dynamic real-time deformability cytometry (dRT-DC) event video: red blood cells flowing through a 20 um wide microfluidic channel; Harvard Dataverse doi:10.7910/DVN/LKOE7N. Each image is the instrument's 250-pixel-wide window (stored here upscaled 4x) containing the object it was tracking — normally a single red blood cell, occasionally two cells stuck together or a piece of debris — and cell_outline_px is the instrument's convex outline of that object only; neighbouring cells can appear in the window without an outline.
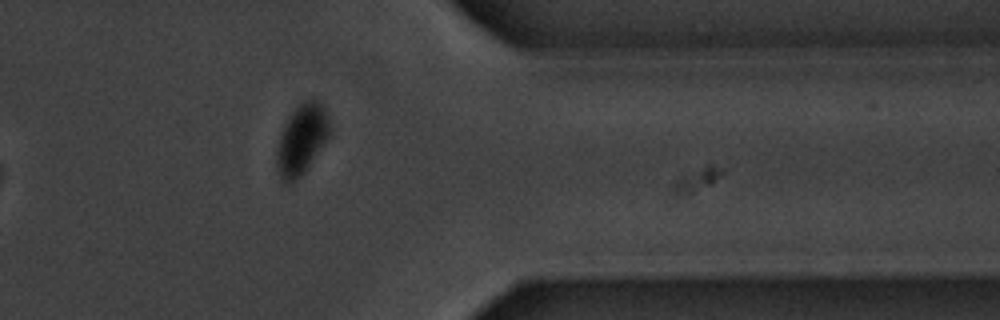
{"species": "common noctule bat (a hibernating species)", "species_latin": "Nyctalus noctula", "temperature_condition": "warm", "stored_images_in_passage": 10, "segment_of_instrument_passage": [1, 2], "camera_frame_rate_fps": 3000, "um_per_image_px": 0.085, "animal": {"sex": "male", "body_mass_g": 20.1, "forearm_length_mm": 53.5}, "frame": {"image": 1, "passage_image": 9, "time_ms": 9.333, "image_size_px": [1000, 320], "cell_outline_px": [[332, 132], [304, 172], [292, 184], [288, 184], [280, 176], [276, 164], [276, 152], [280, 136], [284, 124], [288, 116], [300, 100], [320, 100], [324, 108], [332, 128]], "centroid_in_image_um": [25.65, 11.81], "position_along_channel_um": 385.7, "area_um2": 21.79}}